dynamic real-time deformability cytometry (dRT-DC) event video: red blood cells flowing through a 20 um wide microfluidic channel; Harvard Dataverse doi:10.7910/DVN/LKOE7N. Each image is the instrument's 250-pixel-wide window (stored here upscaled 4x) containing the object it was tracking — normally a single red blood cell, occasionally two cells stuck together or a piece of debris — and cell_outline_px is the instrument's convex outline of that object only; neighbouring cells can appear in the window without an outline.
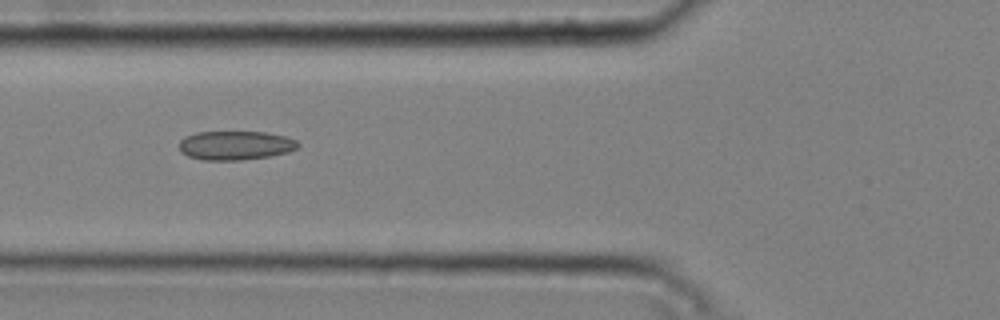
{"species": "common noctule bat (a hibernating species)", "species_latin": "Nyctalus noctula", "temperature_condition": "cold", "stored_images_in_passage": 8, "camera_frame_rate_fps": 3000, "um_per_image_px": 0.085, "animal": {"sex": "male", "body_mass_g": 20.4}, "frame": {"image": 1, "passage_image": 6, "time_ms": 1.667, "image_size_px": [1000, 320], "cell_outline_px": [[300, 144], [296, 148], [288, 152], [268, 156], [240, 160], [200, 160], [188, 156], [180, 152], [180, 140], [184, 136], [196, 132], [264, 132], [284, 136], [296, 140]], "centroid_in_image_um": [19.97, 12.36], "position_along_channel_um": 105.8, "area_um2": 20.06}}
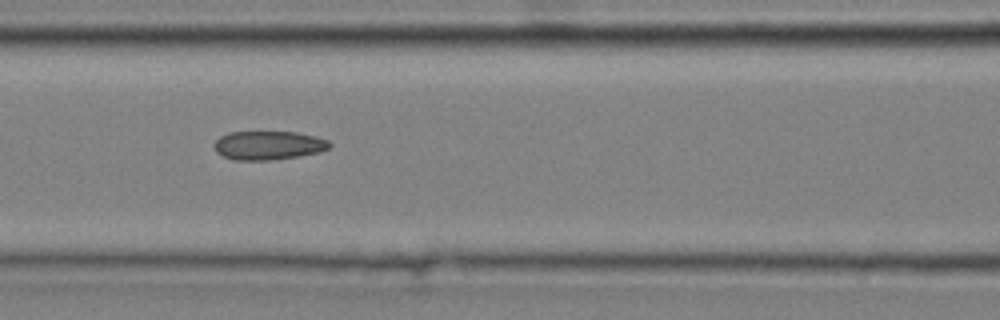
{"frame": {"image": 2, "passage_image": 7, "time_ms": 2.0, "image_size_px": [1000, 320], "cell_outline_px": [[332, 144], [328, 148], [320, 152], [300, 156], [272, 160], [232, 160], [216, 152], [212, 144], [220, 136], [228, 132], [296, 132], [316, 136], [328, 140]], "centroid_in_image_um": [22.8, 12.36], "position_along_channel_um": 143.8, "area_um2": 19.54}}
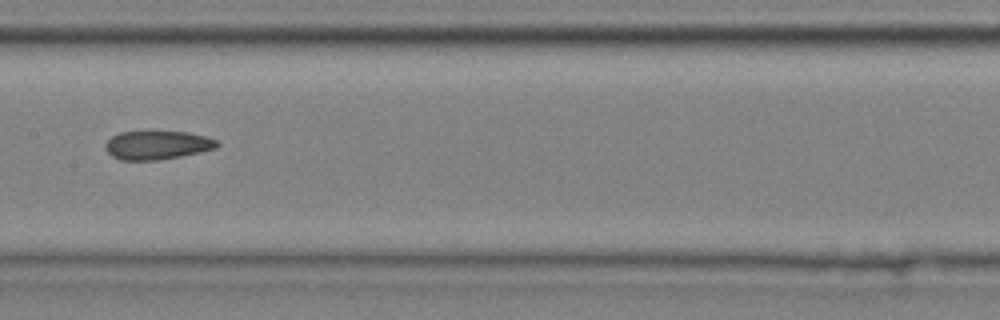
{"frame": {"image": 3, "passage_image": 8, "time_ms": 2.333, "image_size_px": [1000, 320], "cell_outline_px": [[220, 144], [216, 148], [200, 152], [180, 156], [156, 160], [120, 160], [112, 156], [104, 148], [104, 144], [112, 136], [120, 132], [188, 132], [208, 136], [216, 140]], "centroid_in_image_um": [13.36, 12.33], "position_along_channel_um": 194.0, "area_um2": 18.61}}